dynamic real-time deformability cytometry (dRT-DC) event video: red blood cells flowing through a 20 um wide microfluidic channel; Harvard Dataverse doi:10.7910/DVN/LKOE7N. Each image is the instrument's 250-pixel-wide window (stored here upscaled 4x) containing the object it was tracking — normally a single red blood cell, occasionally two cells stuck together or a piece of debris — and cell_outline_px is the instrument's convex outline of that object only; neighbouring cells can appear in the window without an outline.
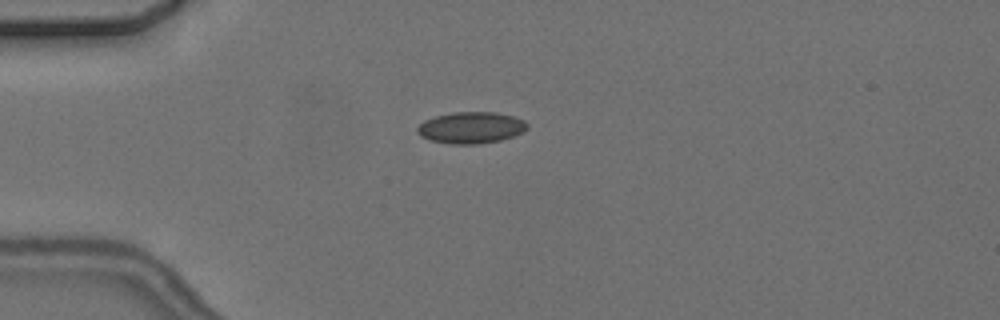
{"species": "common noctule bat (a hibernating species)", "species_latin": "Nyctalus noctula", "temperature_condition": "cold", "stored_images_in_passage": 12, "camera_frame_rate_fps": 3000, "um_per_image_px": 0.085, "animal": {"sex": "female", "body_mass_g": 24.6, "forearm_length_mm": 56.2}, "frame": {"image": 1, "passage_image": 1, "time_ms": 0.0, "image_size_px": [1000, 320], "cell_outline_px": [[528, 128], [524, 132], [500, 140], [476, 144], [448, 144], [428, 140], [420, 136], [416, 132], [416, 128], [424, 120], [436, 116], [452, 112], [496, 112], [512, 116], [524, 120], [528, 124]], "centroid_in_image_um": [40.01, 10.85], "position_along_channel_um": 45.0, "area_um2": 20.35}}
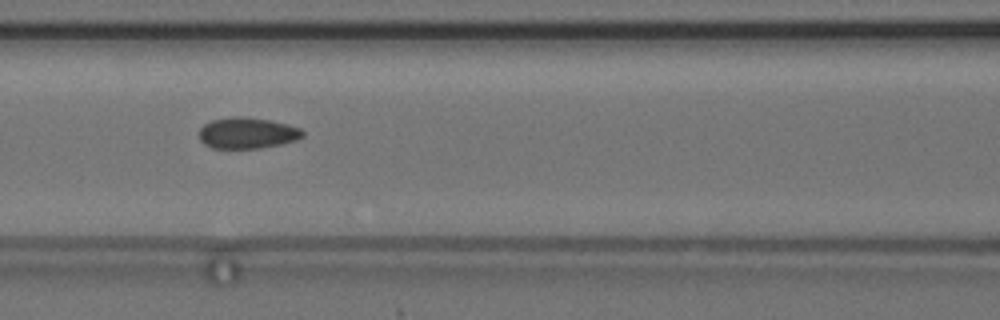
{"frame": {"image": 2, "passage_image": 4, "time_ms": 3.333, "image_size_px": [1000, 320], "cell_outline_px": [[304, 136], [296, 140], [280, 144], [260, 148], [212, 148], [204, 144], [200, 140], [200, 128], [204, 124], [212, 120], [232, 116], [244, 116], [268, 120], [288, 124], [300, 128], [304, 132]], "centroid_in_image_um": [21.02, 11.3], "position_along_channel_um": 145.6, "area_um2": 18.79}}
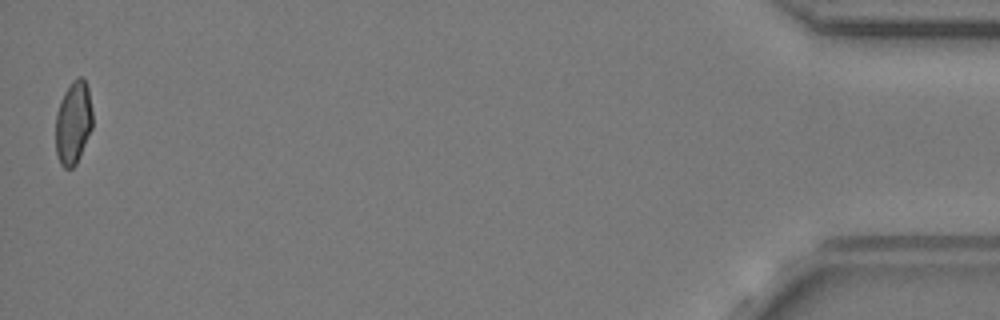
{"frame": {"image": 3, "passage_image": 12, "time_ms": 13.667, "image_size_px": [1000, 320], "cell_outline_px": [[92, 128], [80, 156], [76, 164], [72, 168], [64, 168], [60, 164], [56, 152], [56, 112], [60, 100], [64, 92], [72, 80], [76, 76], [80, 76], [84, 80], [88, 88], [92, 112]], "centroid_in_image_um": [6.22, 10.42], "position_along_channel_um": 429.0, "area_um2": 17.98}, "authors_computed_cell_mechanics": {"area_um2": 18.8717, "velocity_mm_per_s": 3.6549, "shape_relaxation_time_tau1_ms": 6.8595, "shape_relaxation_time_tau2_ms": 1.4577, "deformation_change_tau1": 0.1302, "deformation_change_tau2": 0.0354}}